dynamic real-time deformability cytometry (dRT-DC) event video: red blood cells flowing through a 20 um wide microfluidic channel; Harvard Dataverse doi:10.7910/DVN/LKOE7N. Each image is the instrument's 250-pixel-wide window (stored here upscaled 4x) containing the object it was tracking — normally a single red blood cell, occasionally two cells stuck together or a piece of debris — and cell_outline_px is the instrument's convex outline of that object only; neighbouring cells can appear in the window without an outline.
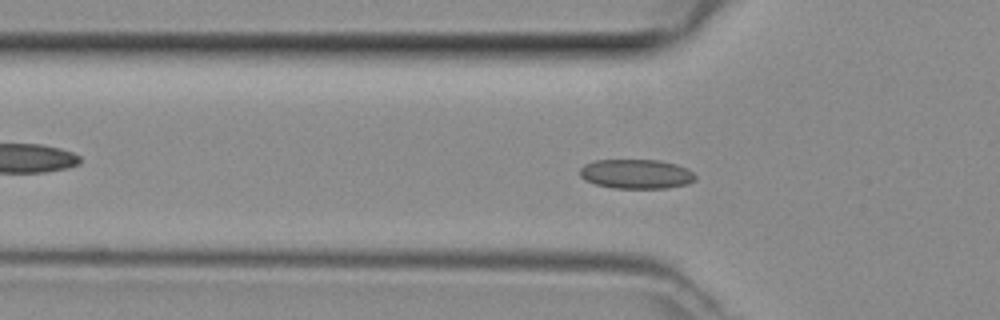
{"species": "common noctule bat (a hibernating species)", "species_latin": "Nyctalus noctula", "temperature_condition": "room temperature", "stored_images_in_passage": 49, "segment_of_instrument_passage": [1, 2], "camera_frame_rate_fps": 3000, "um_per_image_px": 0.085, "animal": {"sex": "female", "body_mass_g": 29.2, "forearm_length_mm": 56.3}, "frame": {"image": 1, "passage_image": 15, "time_ms": 4.667, "image_size_px": [1000, 320], "cell_outline_px": [[696, 180], [688, 184], [668, 188], [612, 188], [596, 184], [584, 180], [580, 176], [580, 168], [584, 164], [596, 160], [660, 160], [676, 164], [688, 168], [696, 176]], "centroid_in_image_um": [54.1, 14.79], "position_along_channel_um": 71.7, "area_um2": 20.0}}
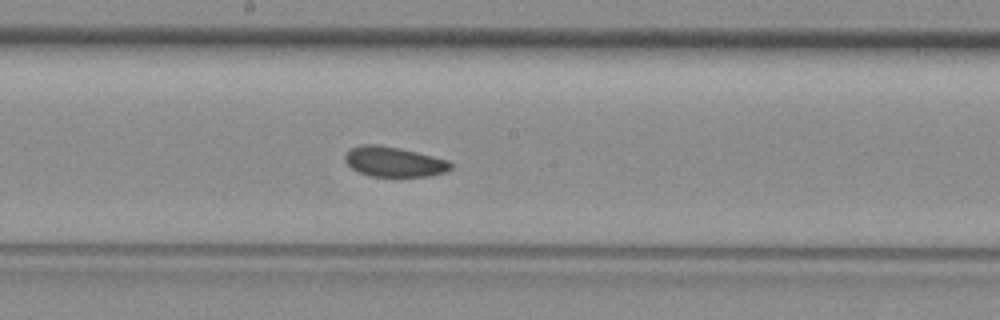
{"frame": {"image": 2, "passage_image": 25, "time_ms": 8.0, "image_size_px": [1000, 320], "cell_outline_px": [[452, 168], [448, 172], [428, 176], [368, 176], [352, 168], [344, 160], [344, 156], [352, 148], [360, 144], [376, 144], [400, 148], [448, 160], [452, 164]], "centroid_in_image_um": [33.5, 13.75], "position_along_channel_um": 214.7, "area_um2": 18.44}}
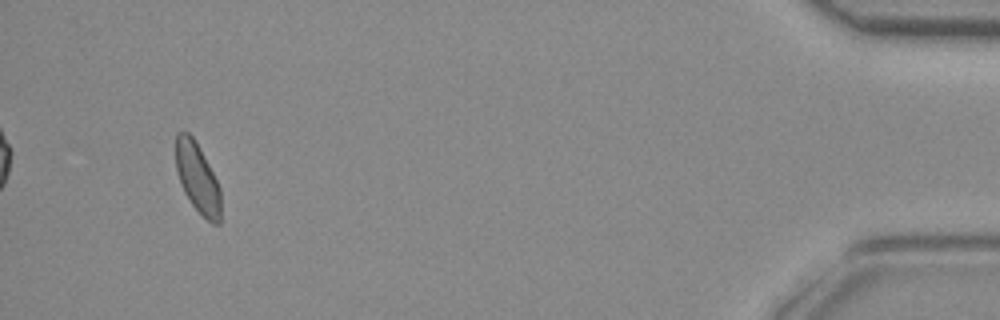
{"frame": {"image": 3, "passage_image": 45, "time_ms": 14.667, "image_size_px": [1000, 320], "cell_outline_px": [[220, 224], [212, 224], [192, 204], [184, 192], [180, 184], [176, 168], [176, 132], [188, 132], [192, 136], [208, 164], [220, 188]], "centroid_in_image_um": [16.77, 15.13], "position_along_channel_um": 418.4, "area_um2": 17.92}}